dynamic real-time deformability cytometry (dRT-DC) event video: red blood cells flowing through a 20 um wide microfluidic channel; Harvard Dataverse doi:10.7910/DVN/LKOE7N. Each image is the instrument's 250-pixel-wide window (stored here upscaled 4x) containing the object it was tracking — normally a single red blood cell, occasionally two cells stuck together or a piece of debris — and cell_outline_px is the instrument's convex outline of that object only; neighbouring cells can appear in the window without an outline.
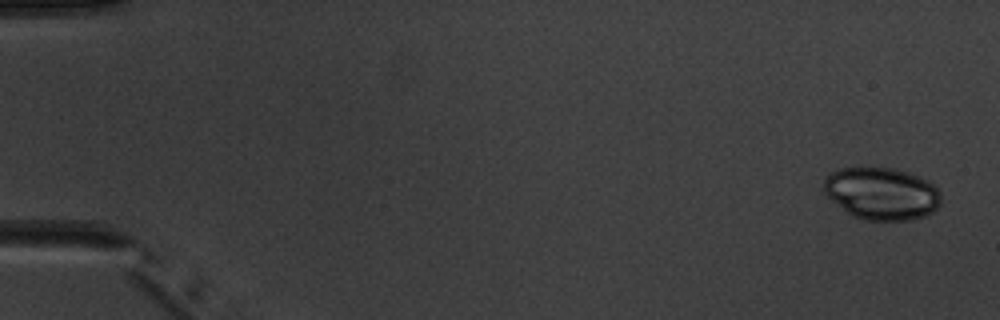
{"species": "common noctule bat (a hibernating species)", "species_latin": "Nyctalus noctula", "temperature_condition": "warm", "stored_images_in_passage": 5, "camera_frame_rate_fps": 3000, "um_per_image_px": 0.085, "animal": {"sex": "male", "body_mass_g": 20.1, "forearm_length_mm": 53.5}, "frame": {"image": 1, "passage_image": 1, "time_ms": 0.0, "image_size_px": [1000, 320], "cell_outline_px": [[940, 204], [932, 212], [924, 216], [912, 220], [864, 220], [852, 216], [832, 200], [824, 192], [824, 180], [832, 172], [840, 168], [896, 168], [920, 176], [928, 180], [940, 192]], "centroid_in_image_um": [74.96, 16.45], "position_along_channel_um": 10.0, "area_um2": 35.66}}